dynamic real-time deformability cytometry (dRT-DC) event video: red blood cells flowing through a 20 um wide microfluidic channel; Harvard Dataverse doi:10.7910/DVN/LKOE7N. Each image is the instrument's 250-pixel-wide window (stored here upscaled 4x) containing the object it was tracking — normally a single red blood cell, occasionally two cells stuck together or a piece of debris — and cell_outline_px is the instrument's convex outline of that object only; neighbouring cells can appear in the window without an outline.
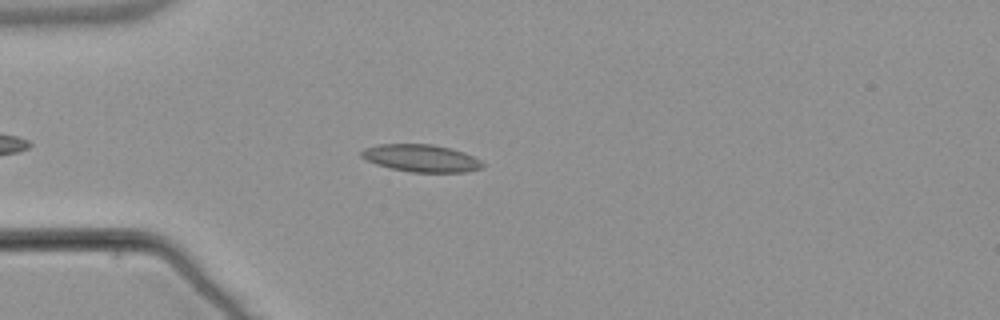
{"species": "common noctule bat (a hibernating species)", "species_latin": "Nyctalus noctula", "temperature_condition": "warm", "stored_images_in_passage": 38, "camera_frame_rate_fps": 3000, "um_per_image_px": 0.085, "animal": {"sex": "male", "body_mass_g": 21.5, "forearm_length_mm": 52.0}, "frame": {"image": 1, "passage_image": 7, "time_ms": 2.0, "image_size_px": [1000, 320], "cell_outline_px": [[484, 168], [464, 172], [412, 172], [388, 168], [376, 164], [360, 156], [360, 152], [364, 148], [380, 144], [432, 144], [464, 152], [480, 160], [484, 164]], "centroid_in_image_um": [35.79, 13.45], "position_along_channel_um": 49.2, "area_um2": 19.31}}
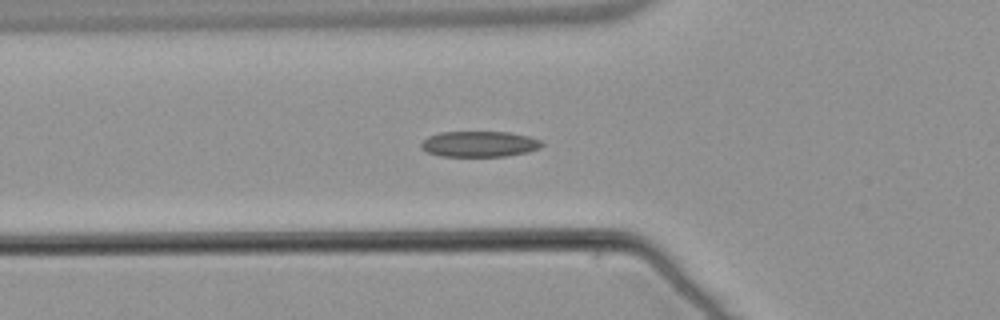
{"frame": {"image": 2, "passage_image": 11, "time_ms": 3.333, "image_size_px": [1000, 320], "cell_outline_px": [[544, 144], [540, 148], [528, 152], [504, 156], [440, 156], [428, 152], [420, 148], [420, 144], [428, 136], [440, 132], [508, 132], [528, 136], [540, 140]], "centroid_in_image_um": [40.74, 12.24], "position_along_channel_um": 85.1, "area_um2": 18.09}}
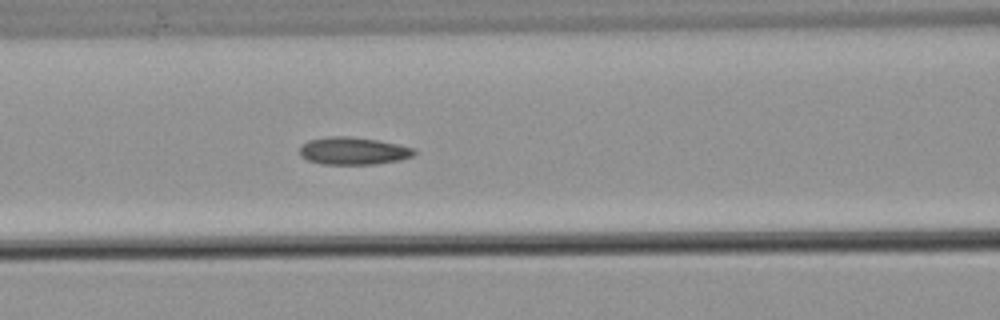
{"frame": {"image": 3, "passage_image": 15, "time_ms": 4.667, "image_size_px": [1000, 320], "cell_outline_px": [[416, 152], [412, 156], [400, 160], [372, 164], [320, 164], [308, 160], [300, 156], [300, 148], [308, 140], [328, 136], [348, 136], [376, 140], [416, 148]], "centroid_in_image_um": [30.02, 12.83], "position_along_channel_um": 136.6, "area_um2": 18.26}, "authors_computed_cell_mechanics": {"area_um2": 18.0336, "velocity_mm_per_s": 3.8243, "shape_relaxation_time_tau1_ms": null, "shape_relaxation_time_tau2_ms": 2.9012, "deformation_change_tau1": null, "deformation_change_tau2": 0.0958}}